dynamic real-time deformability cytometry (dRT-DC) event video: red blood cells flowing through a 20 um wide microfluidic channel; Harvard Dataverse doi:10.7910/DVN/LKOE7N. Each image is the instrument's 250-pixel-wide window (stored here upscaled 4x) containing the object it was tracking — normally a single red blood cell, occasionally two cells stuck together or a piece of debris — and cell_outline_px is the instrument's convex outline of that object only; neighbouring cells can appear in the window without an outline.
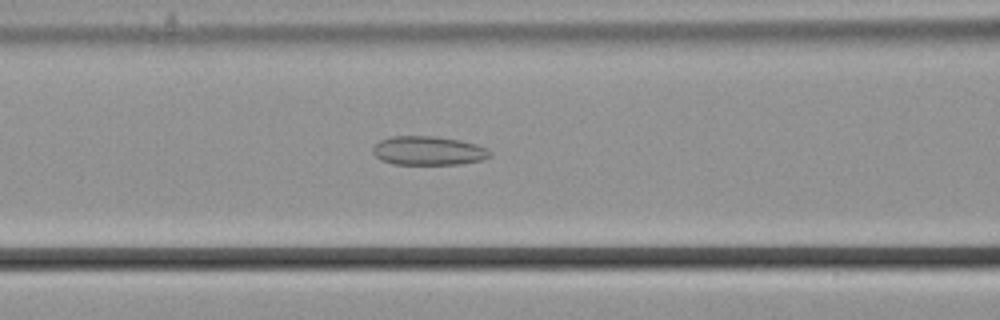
{"species": "common noctule bat (a hibernating species)", "species_latin": "Nyctalus noctula", "temperature_condition": "cold", "stored_images_in_passage": 46, "camera_frame_rate_fps": 3000, "um_per_image_px": 0.085, "animal": {"sex": "male", "body_mass_g": 21.5, "forearm_length_mm": 52.0}, "frame": {"image": 1, "passage_image": 24, "time_ms": 7.667, "image_size_px": [1000, 320], "cell_outline_px": [[492, 156], [484, 160], [460, 164], [392, 164], [380, 160], [372, 152], [372, 148], [380, 140], [392, 136], [432, 136], [460, 140], [476, 144], [492, 152]], "centroid_in_image_um": [36.41, 12.82], "position_along_channel_um": 130.2, "area_um2": 19.83}}
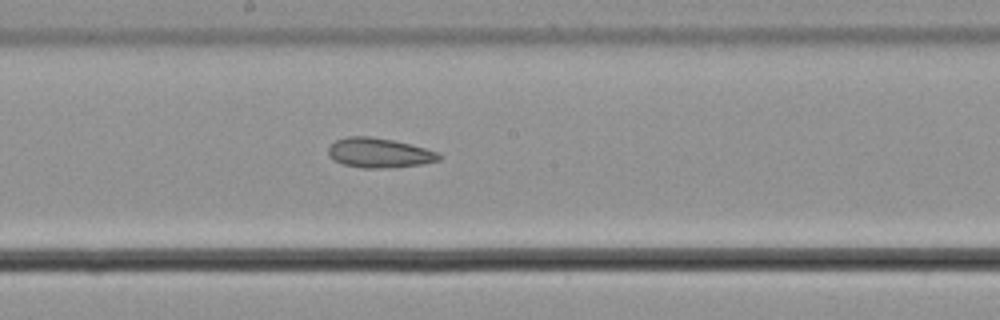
{"frame": {"image": 2, "passage_image": 31, "time_ms": 10.0, "image_size_px": [1000, 320], "cell_outline_px": [[440, 160], [420, 164], [396, 168], [360, 168], [344, 164], [332, 160], [328, 156], [328, 148], [336, 140], [348, 136], [372, 136], [392, 140], [424, 148], [436, 152], [440, 156]], "centroid_in_image_um": [32.18, 13.0], "position_along_channel_um": 216.0, "area_um2": 19.13}}
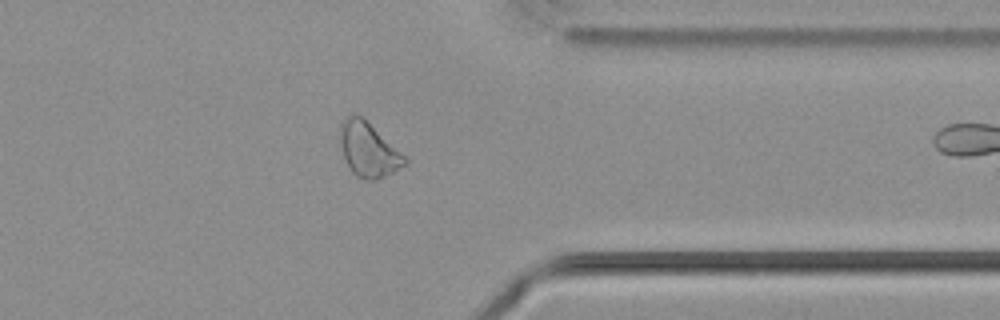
{"frame": {"image": 3, "passage_image": 45, "time_ms": 14.667, "image_size_px": [1000, 320], "cell_outline_px": [[408, 164], [376, 180], [368, 180], [356, 176], [352, 172], [344, 156], [340, 140], [340, 124], [348, 116], [356, 112], [404, 156], [408, 160]], "centroid_in_image_um": [31.3, 12.73], "position_along_channel_um": 380.1, "area_um2": 19.83}}